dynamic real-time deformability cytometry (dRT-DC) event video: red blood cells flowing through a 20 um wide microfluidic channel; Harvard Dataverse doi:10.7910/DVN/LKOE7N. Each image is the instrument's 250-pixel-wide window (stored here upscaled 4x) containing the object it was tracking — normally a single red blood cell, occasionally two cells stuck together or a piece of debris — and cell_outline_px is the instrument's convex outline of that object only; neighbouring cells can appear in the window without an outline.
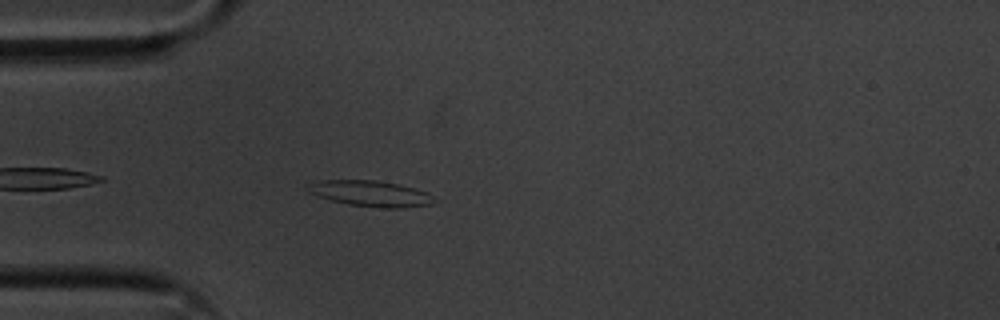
{"species": "common noctule bat (a hibernating species)", "species_latin": "Nyctalus noctula", "temperature_condition": "cold", "stored_images_in_passage": 34, "camera_frame_rate_fps": 3000, "um_per_image_px": 0.085, "animal": {"sex": "male", "body_mass_g": 20.1, "forearm_length_mm": 53.5}, "frame": {"image": 1, "passage_image": 4, "time_ms": 1.0, "image_size_px": [1000, 320], "cell_outline_px": [[440, 200], [432, 204], [404, 208], [380, 208], [348, 204], [332, 200], [308, 192], [308, 184], [320, 180], [376, 180], [400, 184], [428, 192]], "centroid_in_image_um": [31.6, 16.45], "position_along_channel_um": 53.4, "area_um2": 19.19}}
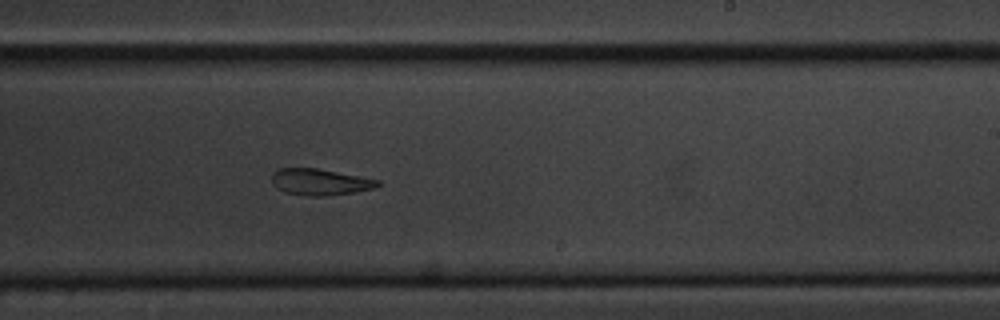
{"frame": {"image": 2, "passage_image": 22, "time_ms": 7.0, "image_size_px": [1000, 320], "cell_outline_px": [[384, 184], [372, 188], [356, 192], [320, 196], [308, 196], [284, 192], [276, 188], [272, 184], [272, 172], [280, 168], [316, 168], [360, 176], [380, 180]], "centroid_in_image_um": [27.19, 15.46], "position_along_channel_um": 261.8, "area_um2": 16.36}}
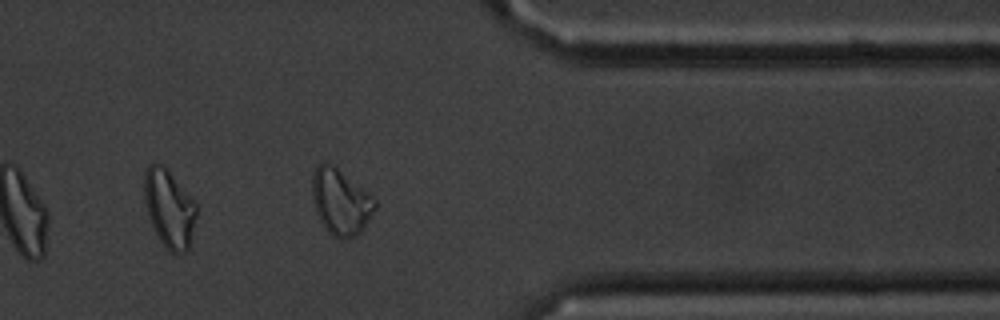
{"frame": {"image": 3, "passage_image": 33, "time_ms": 10.667, "image_size_px": [1000, 320], "cell_outline_px": [[196, 216], [188, 252], [176, 256], [168, 252], [164, 248], [148, 216], [144, 200], [144, 172], [148, 164], [164, 164], [168, 168], [192, 196], [196, 204]], "centroid_in_image_um": [14.39, 17.73], "position_along_channel_um": 397.0, "area_um2": 24.33}}